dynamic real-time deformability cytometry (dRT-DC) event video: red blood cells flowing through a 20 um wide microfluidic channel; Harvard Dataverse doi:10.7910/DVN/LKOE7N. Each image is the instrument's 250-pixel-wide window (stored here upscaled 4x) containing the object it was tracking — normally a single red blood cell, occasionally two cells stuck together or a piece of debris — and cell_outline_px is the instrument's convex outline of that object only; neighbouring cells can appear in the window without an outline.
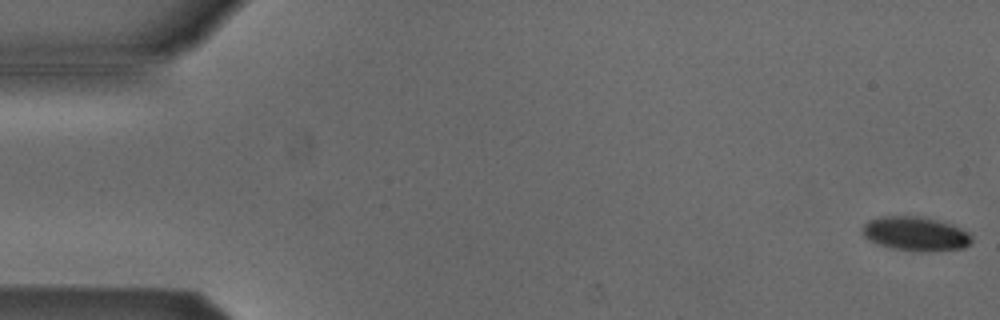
{"species": "Egyptian fruit bat (a non-hibernating species)", "species_latin": "Rousettus aegyptiacus", "temperature_condition": "cold", "stored_images_in_passage": 6, "camera_frame_rate_fps": 3000, "um_per_image_px": 0.085, "animal": {"sex": "male"}, "frame": {"image": 1, "passage_image": 1, "time_ms": 0.0, "image_size_px": [1000, 320], "cell_outline_px": [[972, 240], [964, 248], [928, 252], [920, 252], [892, 248], [868, 240], [860, 232], [860, 228], [868, 220], [876, 216], [924, 216], [952, 224], [968, 232], [972, 236]], "centroid_in_image_um": [77.79, 19.86], "position_along_channel_um": 7.2, "area_um2": 22.14}}
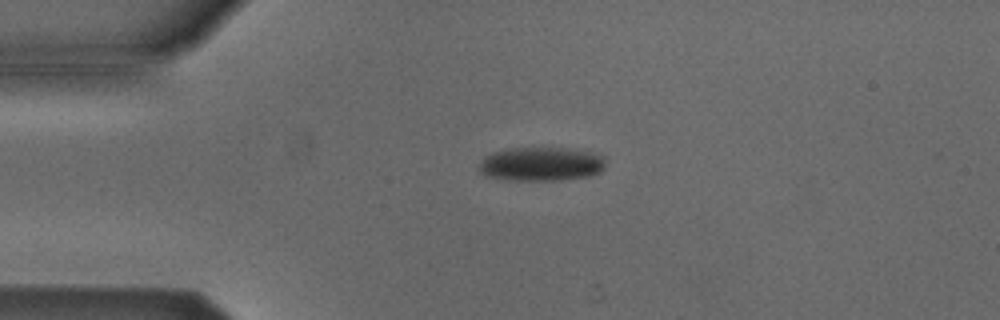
{"frame": {"image": 2, "passage_image": 6, "time_ms": 6.0, "image_size_px": [1000, 320], "cell_outline_px": [[604, 168], [600, 172], [588, 176], [560, 180], [508, 180], [484, 176], [480, 172], [480, 160], [492, 152], [508, 148], [564, 148], [596, 152], [604, 156]], "centroid_in_image_um": [45.99, 13.94], "position_along_channel_um": 39.0, "area_um2": 25.2}}